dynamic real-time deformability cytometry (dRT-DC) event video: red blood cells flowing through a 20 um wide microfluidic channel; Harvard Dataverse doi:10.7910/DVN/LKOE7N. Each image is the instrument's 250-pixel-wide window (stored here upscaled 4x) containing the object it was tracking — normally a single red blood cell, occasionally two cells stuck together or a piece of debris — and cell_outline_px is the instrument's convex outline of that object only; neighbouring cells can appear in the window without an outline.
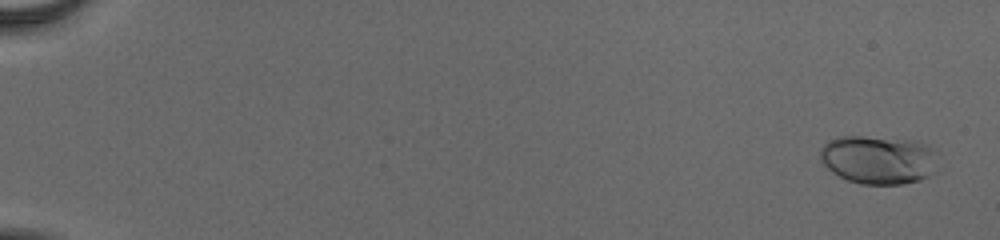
{"species": "human", "species_latin": "Homo sapiens", "temperature_condition": "cold", "stored_images_in_passage": 56, "camera_frame_rate_fps": 3000, "um_per_image_px": 0.085, "donor": {"sex": "male"}, "frame": {"image": 1, "passage_image": 3, "time_ms": 0.667, "image_size_px": [1000, 240], "cell_outline_px": [[932, 148], [928, 176], [920, 180], [900, 184], [860, 184], [848, 180], [832, 172], [820, 160], [820, 148], [828, 140], [836, 136], [864, 136], [916, 140]], "centroid_in_image_um": [74.52, 13.55], "position_along_channel_um": 10.5, "area_um2": 32.66}}
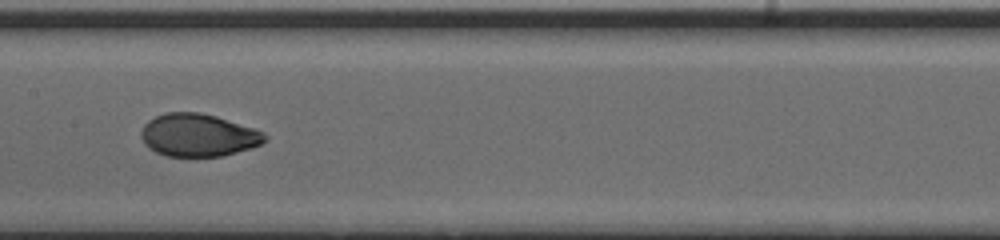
{"frame": {"image": 2, "passage_image": 32, "time_ms": 10.333, "image_size_px": [1000, 240], "cell_outline_px": [[268, 136], [260, 144], [252, 148], [220, 156], [168, 156], [156, 152], [148, 148], [144, 144], [140, 136], [140, 132], [144, 124], [148, 120], [164, 112], [200, 112], [216, 116], [264, 132]], "centroid_in_image_um": [16.81, 11.48], "position_along_channel_um": 190.6, "area_um2": 30.75}}
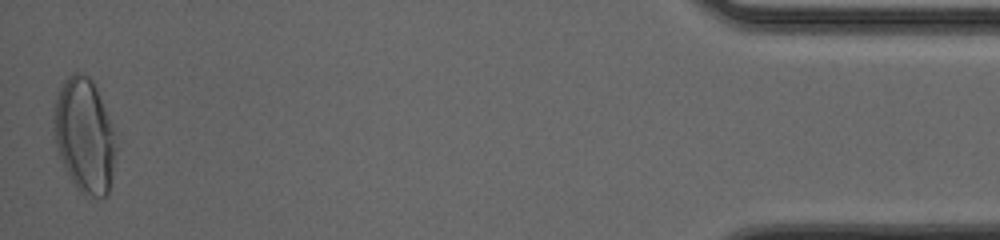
{"frame": {"image": 3, "passage_image": 56, "time_ms": 18.333, "image_size_px": [1000, 240], "cell_outline_px": [[112, 168], [108, 196], [84, 196], [76, 188], [64, 168], [56, 144], [52, 120], [52, 108], [56, 92], [64, 80], [72, 72], [84, 72], [92, 80], [96, 88], [112, 128]], "centroid_in_image_um": [7.08, 11.47], "position_along_channel_um": 428.1, "area_um2": 40.81}, "authors_computed_cell_mechanics": {"area_um2": 30.9808, "velocity_mm_per_s": 3.9043, "shape_relaxation_time_tau1_ms": 4.1073, "shape_relaxation_time_tau2_ms": null, "deformation_change_tau1": 0.164, "deformation_change_tau2": null}}